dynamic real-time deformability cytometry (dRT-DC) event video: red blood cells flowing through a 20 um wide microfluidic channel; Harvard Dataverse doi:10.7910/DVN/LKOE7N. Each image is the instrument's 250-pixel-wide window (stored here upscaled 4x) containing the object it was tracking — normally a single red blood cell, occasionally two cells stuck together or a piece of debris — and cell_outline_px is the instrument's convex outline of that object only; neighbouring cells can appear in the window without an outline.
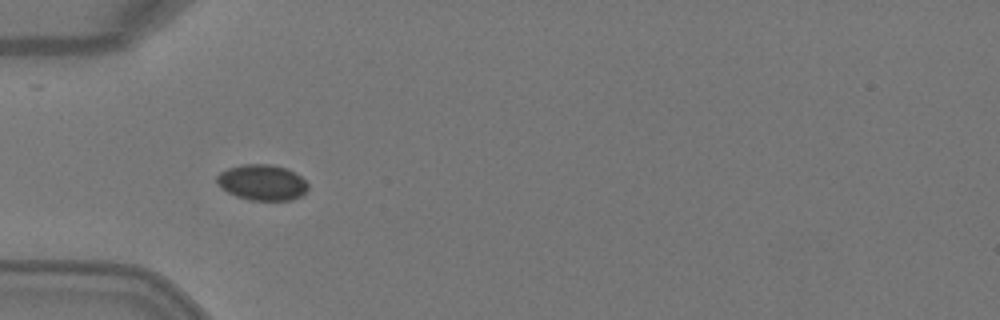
{"species": "Egyptian fruit bat (a non-hibernating species)", "species_latin": "Rousettus aegyptiacus", "temperature_condition": "warm", "stored_images_in_passage": 7, "camera_frame_rate_fps": 3000, "um_per_image_px": 0.085, "animal": {"sex": "female"}, "frame": {"image": 1, "passage_image": 4, "time_ms": 1.0, "image_size_px": [1000, 320], "cell_outline_px": [[308, 188], [300, 196], [292, 200], [248, 200], [236, 196], [228, 192], [216, 180], [216, 176], [220, 172], [228, 168], [240, 164], [272, 164], [288, 168], [300, 176], [308, 184]], "centroid_in_image_um": [22.29, 15.49], "position_along_channel_um": 62.7, "area_um2": 18.96}}
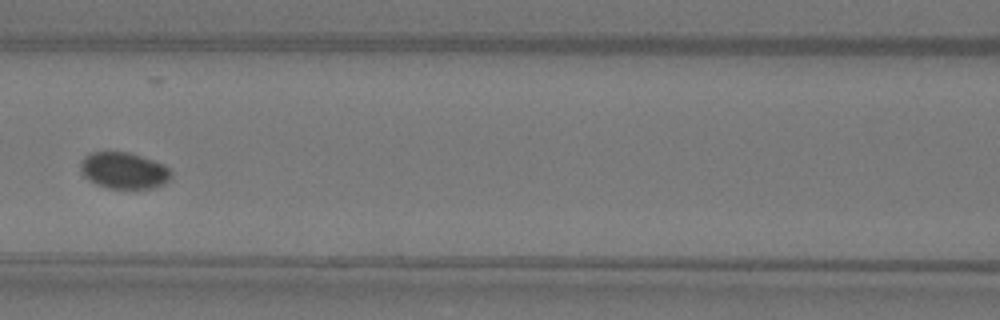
{"frame": {"image": 2, "passage_image": 6, "time_ms": 1.667, "image_size_px": [1000, 320], "cell_outline_px": [[172, 176], [164, 184], [152, 188], [108, 188], [96, 184], [88, 180], [84, 176], [80, 168], [80, 164], [84, 156], [92, 152], [128, 152], [164, 164], [172, 172]], "centroid_in_image_um": [10.52, 14.5], "position_along_channel_um": 156.1, "area_um2": 19.19}}